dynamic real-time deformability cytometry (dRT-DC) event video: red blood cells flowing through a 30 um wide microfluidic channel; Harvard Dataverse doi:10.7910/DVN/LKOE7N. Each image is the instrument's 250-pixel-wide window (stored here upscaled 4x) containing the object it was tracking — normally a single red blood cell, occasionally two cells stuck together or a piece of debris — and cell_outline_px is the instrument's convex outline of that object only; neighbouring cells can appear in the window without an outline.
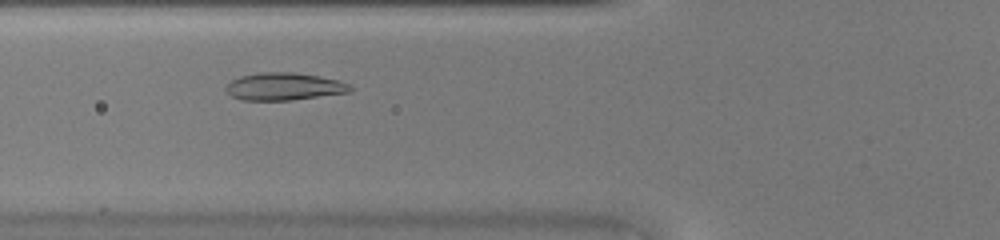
{"species": "common noctule bat (a hibernating species)", "species_latin": "Nyctalus noctula", "temperature_condition": "warm", "stored_images_in_passage": 36, "camera_frame_rate_fps": 3000, "um_per_image_px": 0.085, "animal": {"sex": "female", "body_mass_g": 20.0, "forearm_length_mm": 54.0}, "frame": {"image": 1, "passage_image": 8, "time_ms": 2.333, "image_size_px": [1000, 240], "cell_outline_px": [[352, 88], [348, 92], [288, 100], [244, 100], [232, 96], [224, 88], [232, 80], [240, 76], [256, 72], [292, 72], [320, 76], [340, 80], [348, 84]], "centroid_in_image_um": [24.12, 7.33], "position_along_channel_um": 101.7, "area_um2": 19.71}}
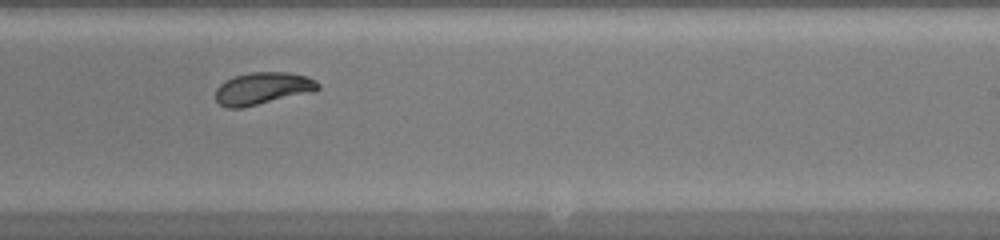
{"frame": {"image": 2, "passage_image": 19, "time_ms": 6.0, "image_size_px": [1000, 240], "cell_outline_px": [[320, 88], [312, 92], [240, 108], [228, 108], [220, 104], [216, 100], [216, 88], [224, 80], [236, 76], [252, 72], [288, 72], [308, 76], [316, 80], [320, 84]], "centroid_in_image_um": [22.34, 7.5], "position_along_channel_um": 266.7, "area_um2": 19.19}}
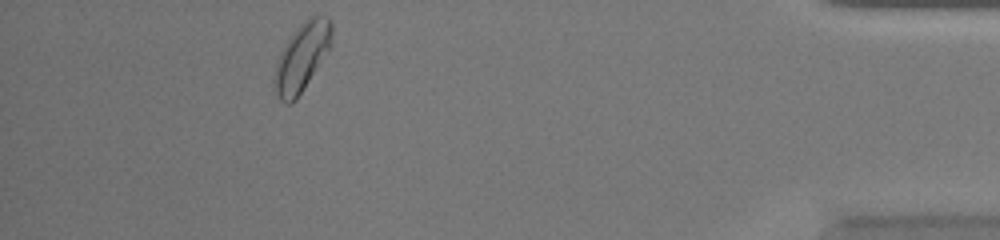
{"frame": {"image": 3, "passage_image": 32, "time_ms": 10.333, "image_size_px": [1000, 240], "cell_outline_px": [[332, 48], [296, 100], [292, 104], [288, 104], [280, 100], [276, 96], [272, 80], [276, 64], [280, 52], [284, 44], [292, 32], [308, 16], [328, 16], [332, 20]], "centroid_in_image_um": [25.67, 4.85], "position_along_channel_um": 409.5, "area_um2": 23.52}}